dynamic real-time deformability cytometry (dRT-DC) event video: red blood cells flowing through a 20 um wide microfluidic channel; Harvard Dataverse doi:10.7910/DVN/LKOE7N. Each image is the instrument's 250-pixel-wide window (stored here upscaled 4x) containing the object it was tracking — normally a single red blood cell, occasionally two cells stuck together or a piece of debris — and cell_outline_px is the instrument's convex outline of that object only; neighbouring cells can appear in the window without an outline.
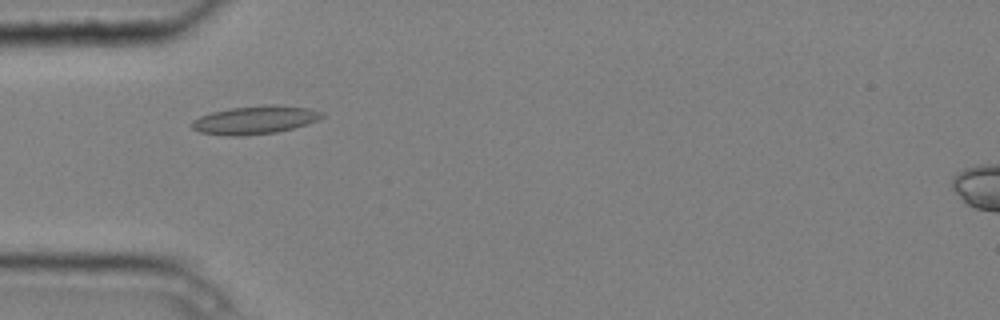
{"species": "common noctule bat (a hibernating species)", "species_latin": "Nyctalus noctula", "temperature_condition": "cold", "stored_images_in_passage": 5, "camera_frame_rate_fps": 3000, "um_per_image_px": 0.085, "animal": {"sex": "male", "body_mass_g": 20.4}, "frame": {"image": 1, "passage_image": 4, "time_ms": 1.0, "image_size_px": [1000, 320], "cell_outline_px": [[324, 116], [308, 124], [276, 132], [244, 136], [228, 136], [200, 132], [192, 128], [192, 120], [200, 116], [212, 112], [232, 108], [272, 104], [276, 104], [308, 108], [320, 112]], "centroid_in_image_um": [21.65, 10.2], "position_along_channel_um": 63.3, "area_um2": 21.21}}
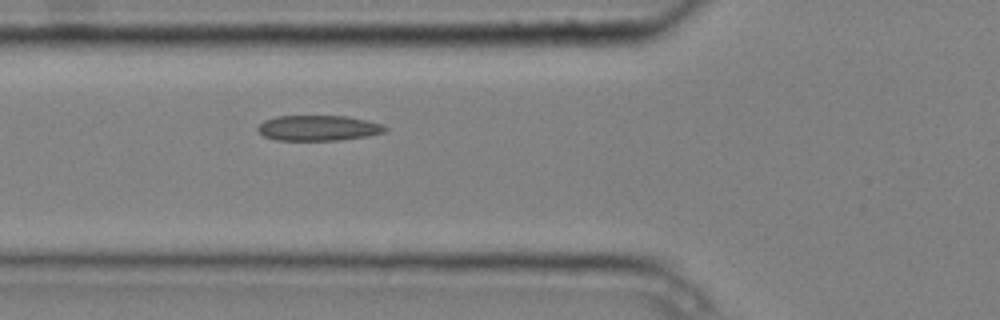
{"frame": {"image": 2, "passage_image": 5, "time_ms": 1.333, "image_size_px": [1000, 320], "cell_outline_px": [[388, 128], [384, 132], [368, 136], [340, 140], [276, 140], [264, 136], [256, 128], [264, 120], [276, 116], [348, 116], [368, 120], [384, 124]], "centroid_in_image_um": [27.09, 10.87], "position_along_channel_um": 98.7, "area_um2": 18.96}}